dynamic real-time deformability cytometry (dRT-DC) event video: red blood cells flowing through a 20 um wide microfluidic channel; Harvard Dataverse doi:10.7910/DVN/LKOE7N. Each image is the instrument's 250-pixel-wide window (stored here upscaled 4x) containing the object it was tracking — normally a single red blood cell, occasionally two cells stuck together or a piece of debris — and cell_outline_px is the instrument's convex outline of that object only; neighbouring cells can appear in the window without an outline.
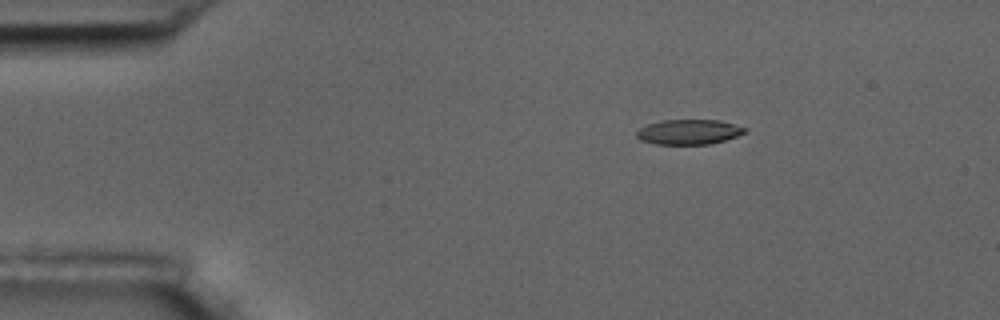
{"species": "common noctule bat (a hibernating species)", "species_latin": "Nyctalus noctula", "temperature_condition": "room temperature", "stored_images_in_passage": 7, "camera_frame_rate_fps": 3000, "um_per_image_px": 0.085, "animal": {"sex": "male", "body_mass_g": 17.5, "forearm_length_mm": 52.3}, "frame": {"image": 1, "passage_image": 7, "time_ms": 7.667, "image_size_px": [1000, 320], "cell_outline_px": [[748, 132], [724, 140], [708, 144], [656, 144], [640, 140], [636, 136], [636, 132], [640, 128], [648, 124], [660, 120], [720, 120], [748, 128]], "centroid_in_image_um": [58.56, 11.21], "position_along_channel_um": 26.4, "area_um2": 15.78}}